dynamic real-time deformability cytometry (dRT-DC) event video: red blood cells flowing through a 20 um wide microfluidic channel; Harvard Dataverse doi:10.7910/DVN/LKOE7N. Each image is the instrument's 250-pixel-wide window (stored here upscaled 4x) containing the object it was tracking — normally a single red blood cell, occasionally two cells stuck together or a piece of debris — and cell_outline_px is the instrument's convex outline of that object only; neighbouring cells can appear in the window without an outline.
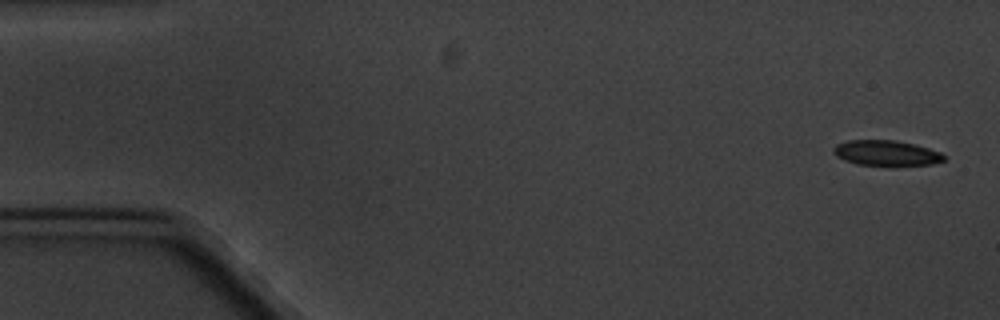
{"species": "common noctule bat (a hibernating species)", "species_latin": "Nyctalus noctula", "temperature_condition": "cold", "stored_images_in_passage": 5, "camera_frame_rate_fps": 3000, "um_per_image_px": 0.085, "animal": {"sex": "male", "body_mass_g": 20.1, "forearm_length_mm": 53.5}, "frame": {"image": 1, "passage_image": 1, "time_ms": 0.0, "image_size_px": [1000, 320], "cell_outline_px": [[948, 156], [944, 160], [932, 164], [896, 168], [888, 168], [856, 164], [844, 160], [836, 156], [832, 152], [832, 148], [836, 144], [848, 140], [896, 140], [928, 148], [940, 152]], "centroid_in_image_um": [75.34, 13.06], "position_along_channel_um": 9.7, "area_um2": 17.22}}
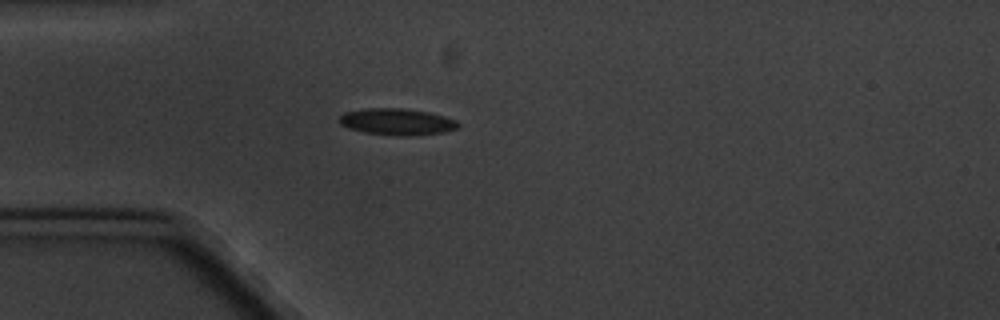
{"frame": {"image": 2, "passage_image": 5, "time_ms": 4.667, "image_size_px": [1000, 320], "cell_outline_px": [[460, 124], [456, 128], [444, 132], [408, 136], [396, 136], [364, 132], [348, 128], [340, 124], [340, 116], [344, 112], [368, 108], [404, 108], [428, 112], [444, 116], [456, 120]], "centroid_in_image_um": [33.73, 10.35], "position_along_channel_um": 51.3, "area_um2": 18.38}}